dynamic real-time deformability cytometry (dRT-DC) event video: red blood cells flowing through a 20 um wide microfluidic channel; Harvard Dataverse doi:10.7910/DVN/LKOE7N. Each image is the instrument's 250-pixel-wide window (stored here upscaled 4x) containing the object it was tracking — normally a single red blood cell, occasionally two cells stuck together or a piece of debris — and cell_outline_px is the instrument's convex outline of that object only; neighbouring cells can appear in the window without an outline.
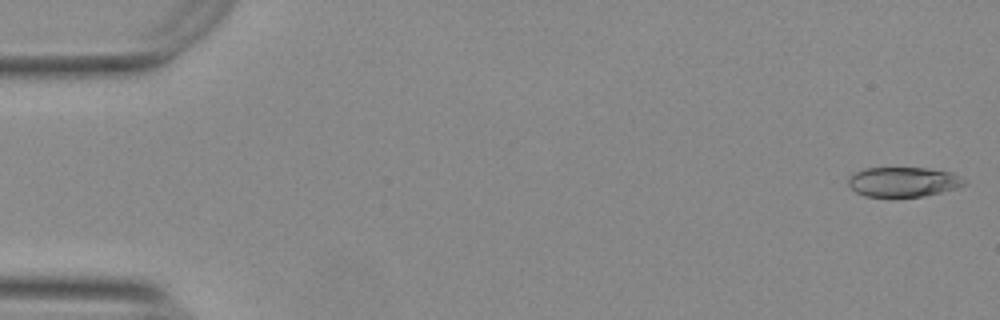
{"species": "Egyptian fruit bat (a non-hibernating species)", "species_latin": "Rousettus aegyptiacus", "temperature_condition": "warm", "stored_images_in_passage": 12, "camera_frame_rate_fps": 3000, "um_per_image_px": 0.085, "animal": {"sex": "female"}, "frame": {"image": 1, "passage_image": 1, "time_ms": 0.0, "image_size_px": [1000, 320], "cell_outline_px": [[968, 184], [956, 188], [924, 196], [864, 196], [856, 192], [848, 184], [848, 180], [856, 172], [864, 168], [928, 168], [952, 172], [960, 176]], "centroid_in_image_um": [76.81, 15.45], "position_along_channel_um": 8.2, "area_um2": 19.94}}